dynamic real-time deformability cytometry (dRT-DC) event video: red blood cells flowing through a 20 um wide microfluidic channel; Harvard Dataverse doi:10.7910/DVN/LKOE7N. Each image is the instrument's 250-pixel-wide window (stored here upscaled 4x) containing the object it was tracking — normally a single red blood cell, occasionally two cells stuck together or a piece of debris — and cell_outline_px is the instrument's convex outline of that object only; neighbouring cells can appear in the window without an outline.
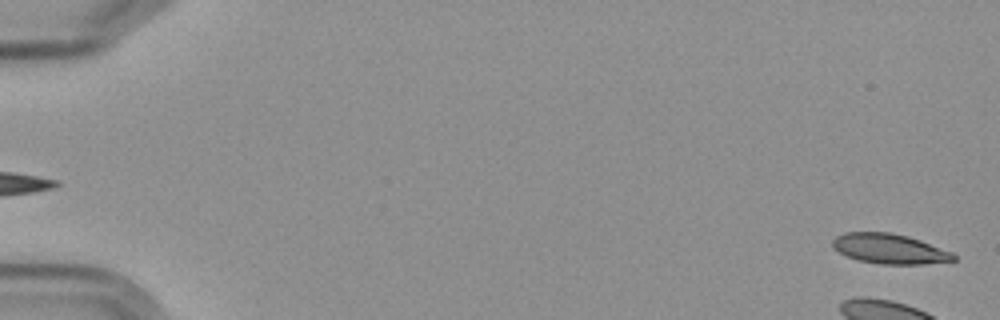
{"species": "Egyptian fruit bat (a non-hibernating species)", "species_latin": "Rousettus aegyptiacus", "temperature_condition": "cold", "stored_images_in_passage": 4, "segment_of_instrument_passage": [2, 2], "camera_frame_rate_fps": 3000, "um_per_image_px": 0.085, "frame": {"image": 1, "passage_image": 4, "time_ms": 3.667, "image_size_px": [1000, 320], "cell_outline_px": [[956, 260], [924, 264], [884, 264], [860, 260], [848, 256], [832, 248], [832, 240], [836, 236], [844, 232], [888, 232], [908, 236], [920, 240], [952, 252], [956, 256]], "centroid_in_image_um": [75.61, 21.14], "position_along_channel_um": 9.4, "area_um2": 20.98}}